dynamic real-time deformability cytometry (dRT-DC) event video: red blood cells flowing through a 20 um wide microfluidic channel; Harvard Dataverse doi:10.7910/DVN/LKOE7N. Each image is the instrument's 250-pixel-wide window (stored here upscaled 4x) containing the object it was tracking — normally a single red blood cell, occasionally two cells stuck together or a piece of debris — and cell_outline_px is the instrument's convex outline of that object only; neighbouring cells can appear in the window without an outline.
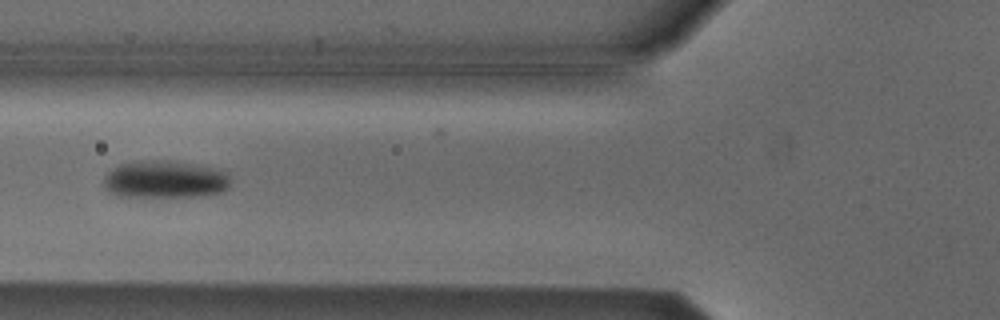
{"species": "Egyptian fruit bat (a non-hibernating species)", "species_latin": "Rousettus aegyptiacus", "temperature_condition": "cold", "stored_images_in_passage": 6, "camera_frame_rate_fps": 3000, "um_per_image_px": 0.085, "animal": {"sex": "male"}, "frame": {"image": 1, "passage_image": 5, "time_ms": 1.333, "image_size_px": [1000, 320], "cell_outline_px": [[228, 188], [224, 192], [200, 196], [120, 196], [104, 188], [104, 176], [112, 168], [120, 164], [144, 160], [160, 160], [196, 164], [228, 172]], "centroid_in_image_um": [14.02, 15.25], "position_along_channel_um": 111.8, "area_um2": 27.51}}